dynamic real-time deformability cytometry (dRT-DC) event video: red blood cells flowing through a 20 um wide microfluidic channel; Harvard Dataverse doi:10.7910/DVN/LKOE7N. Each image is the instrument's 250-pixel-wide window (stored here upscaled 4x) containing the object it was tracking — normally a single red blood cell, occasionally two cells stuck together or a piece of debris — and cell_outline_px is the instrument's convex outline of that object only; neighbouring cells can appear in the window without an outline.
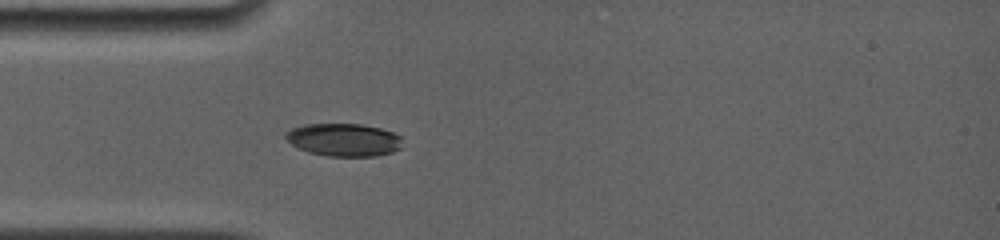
{"species": "common noctule bat (a hibernating species)", "species_latin": "Nyctalus noctula", "temperature_condition": "room temperature", "stored_images_in_passage": 2, "camera_frame_rate_fps": 4000, "um_per_image_px": 0.085, "animal": {"sex": "female", "body_mass_g": 19.0, "forearm_length_mm": 56.7}, "frame": {"image": 1, "passage_image": 1, "time_ms": 0.0, "image_size_px": [1000, 240], "cell_outline_px": [[400, 148], [392, 152], [376, 156], [328, 156], [308, 152], [292, 144], [284, 136], [284, 132], [292, 128], [304, 124], [360, 124], [380, 128], [392, 132], [400, 136]], "centroid_in_image_um": [29.19, 11.88], "position_along_channel_um": 55.8, "area_um2": 22.2}}